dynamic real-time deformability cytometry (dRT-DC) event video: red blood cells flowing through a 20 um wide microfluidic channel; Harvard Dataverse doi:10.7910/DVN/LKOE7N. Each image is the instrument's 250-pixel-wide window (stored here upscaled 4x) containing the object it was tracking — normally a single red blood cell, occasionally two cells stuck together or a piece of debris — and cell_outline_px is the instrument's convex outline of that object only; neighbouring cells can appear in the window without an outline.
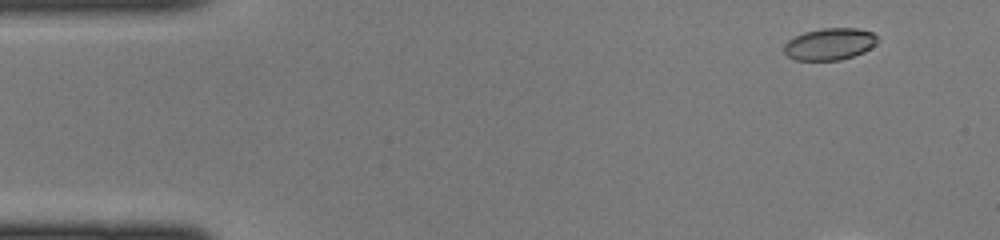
{"species": "common noctule bat (a hibernating species)", "species_latin": "Nyctalus noctula", "temperature_condition": "cold", "stored_images_in_passage": 11, "camera_frame_rate_fps": 3000, "um_per_image_px": 0.085, "animal": {"sex": "female", "body_mass_g": 22.0, "forearm_length_mm": 56.7}, "frame": {"image": 1, "passage_image": 4, "time_ms": 1.0, "image_size_px": [1000, 240], "cell_outline_px": [[876, 44], [864, 52], [840, 60], [796, 60], [788, 56], [784, 52], [784, 44], [788, 40], [804, 32], [824, 28], [856, 28], [872, 32], [876, 36]], "centroid_in_image_um": [70.51, 3.74], "position_along_channel_um": 14.5, "area_um2": 17.22}}